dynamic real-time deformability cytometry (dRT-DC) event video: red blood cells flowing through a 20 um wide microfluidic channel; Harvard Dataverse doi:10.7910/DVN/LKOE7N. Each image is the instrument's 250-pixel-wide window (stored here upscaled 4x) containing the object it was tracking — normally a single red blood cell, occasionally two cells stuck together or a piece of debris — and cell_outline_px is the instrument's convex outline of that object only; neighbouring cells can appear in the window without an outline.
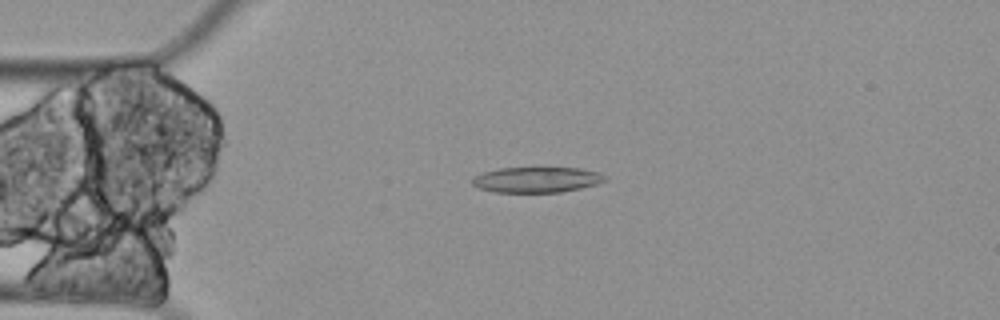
{"species": "Egyptian fruit bat (a non-hibernating species)", "species_latin": "Rousettus aegyptiacus", "temperature_condition": "cold", "stored_images_in_passage": 4, "camera_frame_rate_fps": 3000, "um_per_image_px": 0.085, "animal": {"sex": "female"}, "frame": {"image": 1, "passage_image": 3, "time_ms": 0.667, "image_size_px": [1000, 320], "cell_outline_px": [[608, 180], [596, 184], [580, 188], [560, 192], [496, 192], [480, 188], [472, 184], [472, 176], [484, 172], [500, 168], [580, 168], [600, 172]], "centroid_in_image_um": [45.62, 15.27], "position_along_channel_um": 39.4, "area_um2": 19.65}}